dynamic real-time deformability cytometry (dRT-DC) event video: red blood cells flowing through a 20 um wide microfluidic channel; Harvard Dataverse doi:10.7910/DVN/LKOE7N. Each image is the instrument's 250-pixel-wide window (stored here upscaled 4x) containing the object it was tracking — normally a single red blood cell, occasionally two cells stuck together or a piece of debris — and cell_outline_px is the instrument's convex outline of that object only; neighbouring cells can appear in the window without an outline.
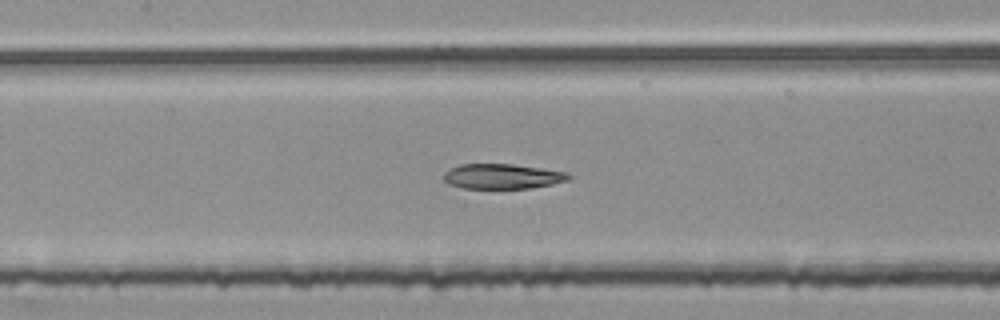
{"species": "common noctule bat (a hibernating species)", "species_latin": "Nyctalus noctula", "temperature_condition": "room temperature", "stored_images_in_passage": 53, "segment_of_instrument_passage": [2, 2], "camera_frame_rate_fps": 3000, "um_per_image_px": 0.085, "animal": {"sex": "female", "body_mass_g": 25.1}, "frame": {"image": 1, "passage_image": 25, "time_ms": 8.0, "image_size_px": [1000, 320], "cell_outline_px": [[572, 176], [568, 180], [552, 184], [532, 188], [464, 188], [448, 184], [444, 180], [444, 172], [448, 168], [460, 164], [512, 164], [568, 172]], "centroid_in_image_um": [42.69, 14.98], "position_along_channel_um": 164.7, "area_um2": 18.26}}
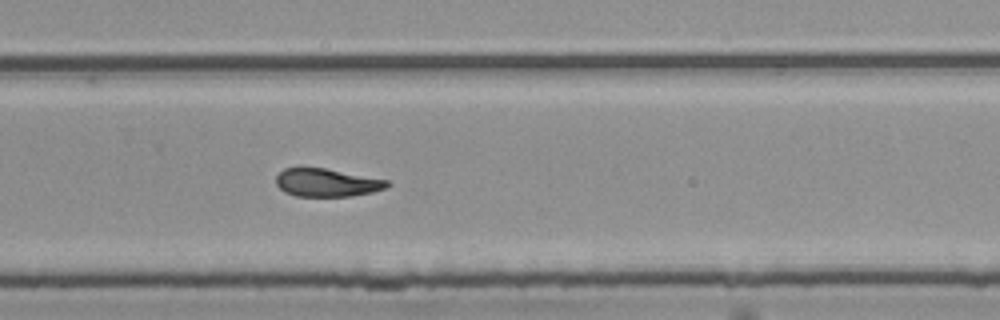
{"frame": {"image": 2, "passage_image": 36, "time_ms": 11.667, "image_size_px": [1000, 320], "cell_outline_px": [[392, 184], [384, 188], [372, 192], [348, 196], [296, 196], [284, 192], [276, 184], [276, 176], [284, 168], [300, 164], [324, 168], [388, 180]], "centroid_in_image_um": [27.7, 15.48], "position_along_channel_um": 302.1, "area_um2": 18.55}}
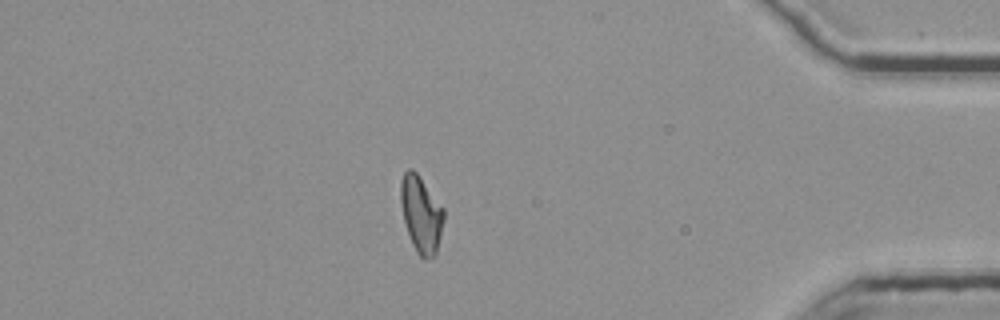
{"frame": {"image": 3, "passage_image": 47, "time_ms": 15.333, "image_size_px": [1000, 320], "cell_outline_px": [[444, 220], [436, 252], [432, 256], [424, 260], [416, 252], [412, 244], [404, 220], [400, 200], [400, 184], [404, 172], [408, 168], [412, 168], [416, 172], [444, 208]], "centroid_in_image_um": [35.79, 18.19], "position_along_channel_um": 399.4, "area_um2": 19.07}}